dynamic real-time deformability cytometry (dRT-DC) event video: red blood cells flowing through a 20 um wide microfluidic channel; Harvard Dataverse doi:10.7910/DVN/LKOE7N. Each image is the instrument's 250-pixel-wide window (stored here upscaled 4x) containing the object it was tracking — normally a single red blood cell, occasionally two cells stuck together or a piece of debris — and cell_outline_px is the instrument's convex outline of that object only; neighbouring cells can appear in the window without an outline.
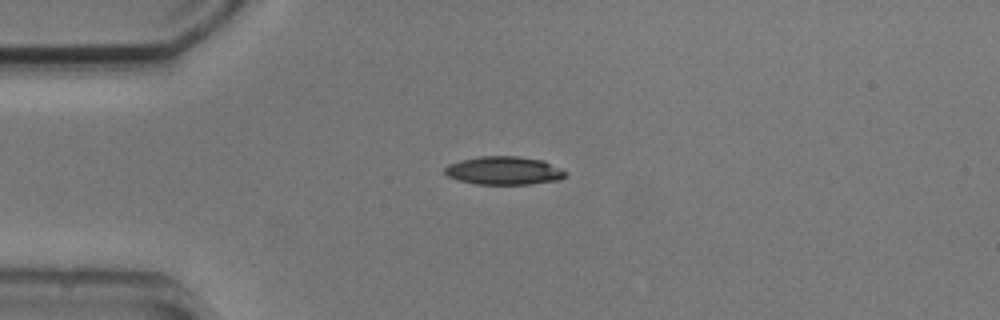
{"species": "common noctule bat (a hibernating species)", "species_latin": "Nyctalus noctula", "temperature_condition": "cold", "stored_images_in_passage": 5, "camera_frame_rate_fps": 3000, "um_per_image_px": 0.085, "animal": {"sex": "male", "body_mass_g": 20.5, "forearm_length_mm": 52.5}, "frame": {"image": 1, "passage_image": 5, "time_ms": 4.667, "image_size_px": [1000, 320], "cell_outline_px": [[568, 172], [560, 180], [532, 184], [476, 184], [456, 180], [448, 176], [444, 172], [444, 168], [448, 164], [460, 160], [480, 156], [516, 156], [544, 160]], "centroid_in_image_um": [42.83, 14.5], "position_along_channel_um": 42.2, "area_um2": 20.06}}